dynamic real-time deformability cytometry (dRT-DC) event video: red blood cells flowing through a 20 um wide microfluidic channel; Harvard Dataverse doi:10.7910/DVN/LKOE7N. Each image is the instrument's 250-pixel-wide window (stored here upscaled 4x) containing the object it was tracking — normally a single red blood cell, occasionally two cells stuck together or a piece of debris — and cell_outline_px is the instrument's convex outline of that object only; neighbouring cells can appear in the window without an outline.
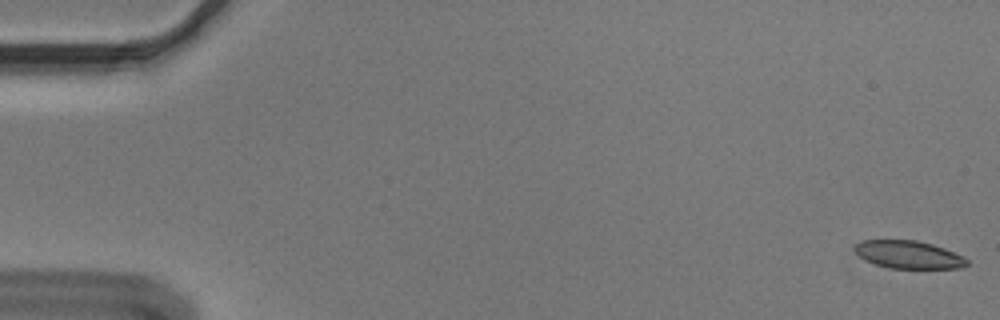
{"species": "Egyptian fruit bat (a non-hibernating species)", "species_latin": "Rousettus aegyptiacus", "temperature_condition": "cold", "stored_images_in_passage": 55, "camera_frame_rate_fps": 3000, "um_per_image_px": 0.085, "animal": {"sex": "male"}, "frame": {"image": 1, "passage_image": 1, "time_ms": 0.0, "image_size_px": [1000, 320], "cell_outline_px": [[968, 264], [960, 268], [892, 268], [876, 264], [864, 260], [856, 252], [856, 244], [864, 240], [916, 240], [932, 244], [944, 248], [964, 256], [968, 260]], "centroid_in_image_um": [77.26, 21.64], "position_along_channel_um": 7.7, "area_um2": 17.98}}
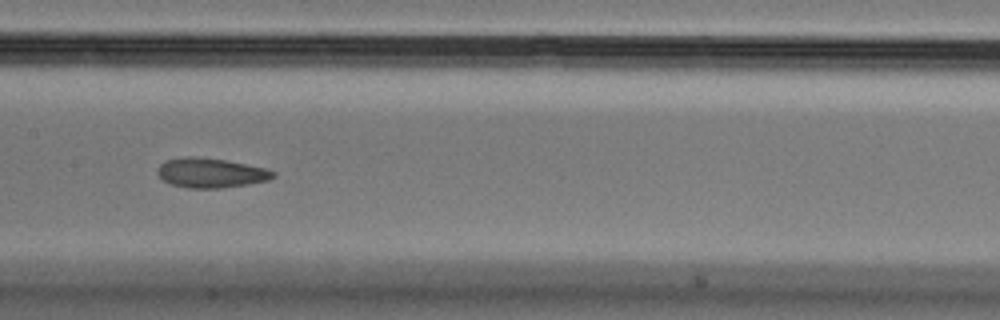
{"frame": {"image": 2, "passage_image": 28, "time_ms": 9.0, "image_size_px": [1000, 320], "cell_outline_px": [[276, 176], [268, 180], [248, 184], [220, 188], [188, 188], [168, 184], [156, 172], [160, 164], [164, 160], [184, 156], [196, 156], [224, 160], [264, 168], [276, 172]], "centroid_in_image_um": [17.87, 14.69], "position_along_channel_um": 189.5, "area_um2": 20.0}}
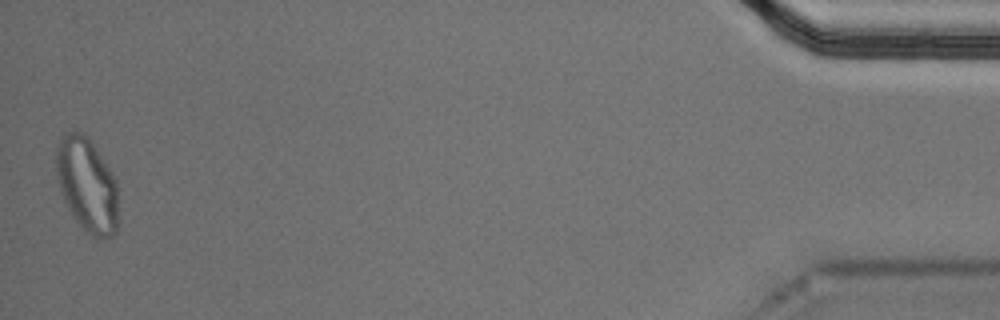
{"frame": {"image": 3, "passage_image": 55, "time_ms": 18.0, "image_size_px": [1000, 320], "cell_outline_px": [[120, 224], [116, 232], [112, 236], [96, 240], [84, 232], [72, 216], [60, 192], [56, 176], [56, 148], [64, 132], [72, 128], [84, 132], [104, 160], [112, 172], [116, 180]], "centroid_in_image_um": [7.41, 15.75], "position_along_channel_um": 427.8, "area_um2": 35.26}, "authors_computed_cell_mechanics": {"area_um2": 19.9988, "velocity_mm_per_s": 3.6153, "shape_relaxation_time_tau1_ms": null, "shape_relaxation_time_tau2_ms": 1.9102, "deformation_change_tau1": null, "deformation_change_tau2": 0.0823}}